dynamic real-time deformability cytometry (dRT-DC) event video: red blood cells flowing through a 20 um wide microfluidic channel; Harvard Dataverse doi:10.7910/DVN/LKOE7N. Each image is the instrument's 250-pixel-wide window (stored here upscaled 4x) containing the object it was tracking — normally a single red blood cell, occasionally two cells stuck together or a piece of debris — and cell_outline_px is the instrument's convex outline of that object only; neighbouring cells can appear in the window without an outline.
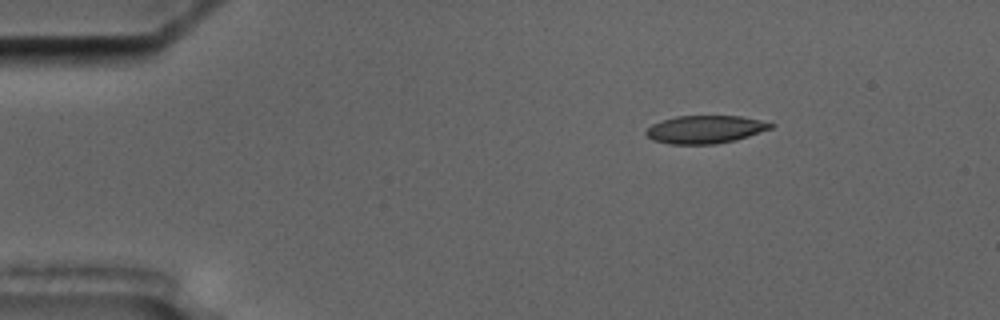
{"species": "common noctule bat (a hibernating species)", "species_latin": "Nyctalus noctula", "temperature_condition": "cold", "stored_images_in_passage": 3, "camera_frame_rate_fps": 3000, "um_per_image_px": 0.085, "animal": {"sex": "male", "body_mass_g": 17.5, "forearm_length_mm": 52.3}, "frame": {"image": 1, "passage_image": 3, "time_ms": 3.667, "image_size_px": [1000, 320], "cell_outline_px": [[776, 124], [772, 128], [736, 140], [716, 144], [668, 144], [652, 140], [644, 132], [652, 124], [676, 116], [740, 116], [760, 120]], "centroid_in_image_um": [59.94, 11.0], "position_along_channel_um": 25.1, "area_um2": 20.23}}